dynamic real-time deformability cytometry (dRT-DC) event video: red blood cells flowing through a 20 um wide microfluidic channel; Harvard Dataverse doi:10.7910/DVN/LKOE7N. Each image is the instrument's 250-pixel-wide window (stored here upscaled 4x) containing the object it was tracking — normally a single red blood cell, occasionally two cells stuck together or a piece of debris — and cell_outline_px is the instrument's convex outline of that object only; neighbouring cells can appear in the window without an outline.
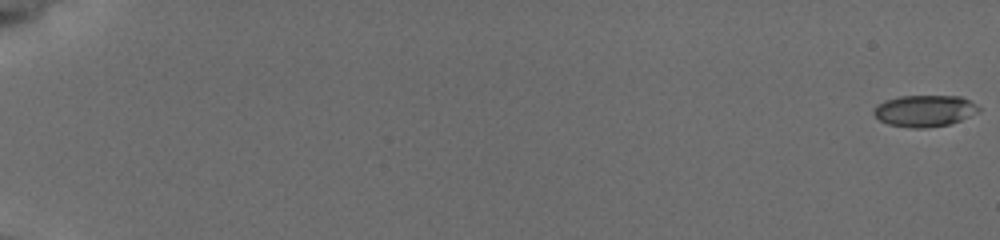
{"species": "common noctule bat (a hibernating species)", "species_latin": "Nyctalus noctula", "temperature_condition": "cold", "stored_images_in_passage": 57, "camera_frame_rate_fps": 3000, "um_per_image_px": 0.085, "animal": {"sex": "female", "body_mass_g": 19.5, "forearm_length_mm": 54.1}, "frame": {"image": 1, "passage_image": 1, "time_ms": 0.0, "image_size_px": [1000, 240], "cell_outline_px": [[980, 112], [960, 120], [948, 124], [924, 128], [912, 128], [888, 124], [880, 120], [872, 112], [872, 108], [876, 104], [884, 100], [900, 96], [960, 96], [976, 104], [980, 108]], "centroid_in_image_um": [78.56, 9.41], "position_along_channel_um": 6.4, "area_um2": 19.36}}
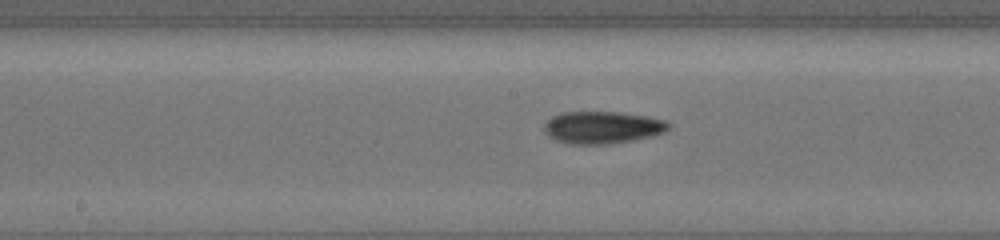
{"frame": {"image": 2, "passage_image": 33, "time_ms": 10.667, "image_size_px": [1000, 240], "cell_outline_px": [[668, 128], [664, 132], [656, 136], [608, 144], [568, 144], [556, 140], [548, 136], [544, 132], [544, 124], [552, 116], [560, 112], [616, 112], [644, 116], [664, 120], [668, 124]], "centroid_in_image_um": [51.16, 10.84], "position_along_channel_um": 197.0, "area_um2": 23.35}}
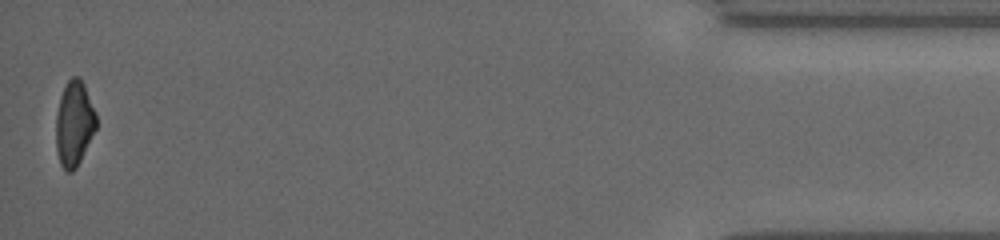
{"frame": {"image": 3, "passage_image": 57, "time_ms": 18.667, "image_size_px": [1000, 240], "cell_outline_px": [[96, 128], [76, 168], [72, 172], [68, 172], [60, 164], [56, 148], [56, 112], [60, 96], [68, 80], [72, 76], [80, 76], [84, 84], [96, 112]], "centroid_in_image_um": [6.3, 10.48], "position_along_channel_um": 428.9, "area_um2": 19.94}, "authors_computed_cell_mechanics": {"area_um2": 21.0392, "velocity_mm_per_s": 3.8179, "shape_relaxation_time_tau1_ms": 5.2184, "shape_relaxation_time_tau2_ms": 4.8733, "deformation_change_tau1": 0.1452, "deformation_change_tau2": 0.1129}}